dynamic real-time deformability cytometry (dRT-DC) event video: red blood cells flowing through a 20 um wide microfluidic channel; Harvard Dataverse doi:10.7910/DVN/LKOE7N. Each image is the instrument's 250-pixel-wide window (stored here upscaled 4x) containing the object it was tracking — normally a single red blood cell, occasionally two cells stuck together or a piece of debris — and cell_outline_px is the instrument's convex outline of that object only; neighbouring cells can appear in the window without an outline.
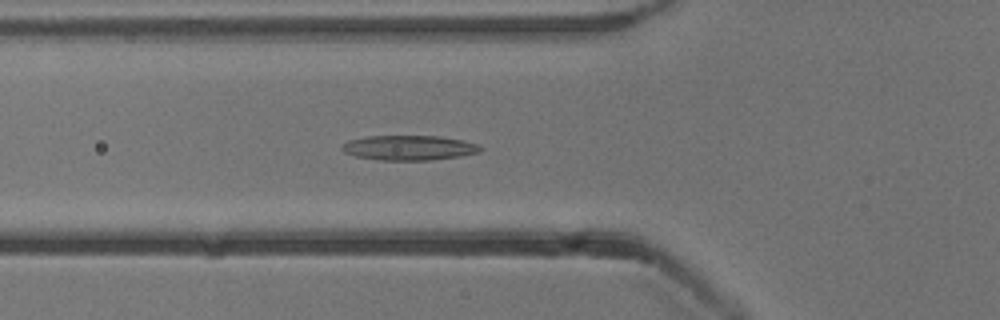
{"species": "common noctule bat (a hibernating species)", "species_latin": "Nyctalus noctula", "temperature_condition": "cold", "stored_images_in_passage": 41, "camera_frame_rate_fps": 3000, "um_per_image_px": 0.085, "animal": {"sex": "male", "body_mass_g": 13.3}, "frame": {"image": 1, "passage_image": 7, "time_ms": 2.0, "image_size_px": [1000, 320], "cell_outline_px": [[484, 148], [480, 152], [460, 156], [428, 160], [380, 160], [356, 156], [344, 152], [340, 148], [340, 144], [348, 140], [368, 136], [440, 136], [464, 140], [476, 144]], "centroid_in_image_um": [34.75, 12.55], "position_along_channel_um": 91.1, "area_um2": 20.11}}
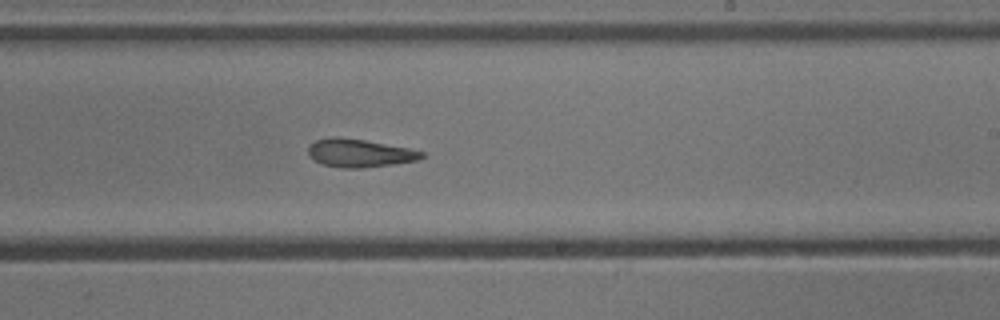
{"frame": {"image": 2, "passage_image": 20, "time_ms": 6.333, "image_size_px": [1000, 320], "cell_outline_px": [[424, 156], [416, 160], [392, 164], [360, 168], [340, 168], [324, 164], [316, 160], [308, 152], [308, 148], [316, 140], [332, 136], [340, 136], [364, 140], [408, 148], [424, 152]], "centroid_in_image_um": [30.55, 13.0], "position_along_channel_um": 258.4, "area_um2": 18.26}}
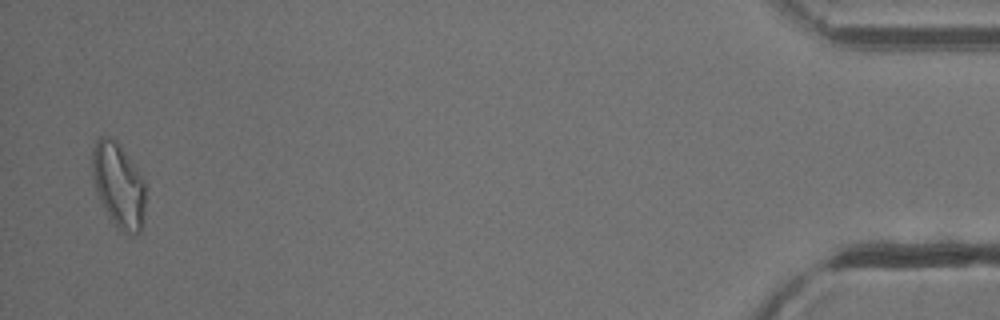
{"frame": {"image": 3, "passage_image": 40, "time_ms": 13.0, "image_size_px": [1000, 320], "cell_outline_px": [[144, 220], [140, 232], [136, 236], [128, 236], [108, 216], [96, 192], [92, 176], [92, 148], [96, 140], [100, 136], [108, 136], [116, 140], [120, 144], [144, 180]], "centroid_in_image_um": [10.07, 15.74], "position_along_channel_um": 425.1, "area_um2": 26.41}, "authors_computed_cell_mechanics": {"area_um2": 19.7098, "velocity_mm_per_s": 3.8585, "shape_relaxation_time_tau1_ms": null, "shape_relaxation_time_tau2_ms": 3.502, "deformation_change_tau1": null, "deformation_change_tau2": 0.1302}}